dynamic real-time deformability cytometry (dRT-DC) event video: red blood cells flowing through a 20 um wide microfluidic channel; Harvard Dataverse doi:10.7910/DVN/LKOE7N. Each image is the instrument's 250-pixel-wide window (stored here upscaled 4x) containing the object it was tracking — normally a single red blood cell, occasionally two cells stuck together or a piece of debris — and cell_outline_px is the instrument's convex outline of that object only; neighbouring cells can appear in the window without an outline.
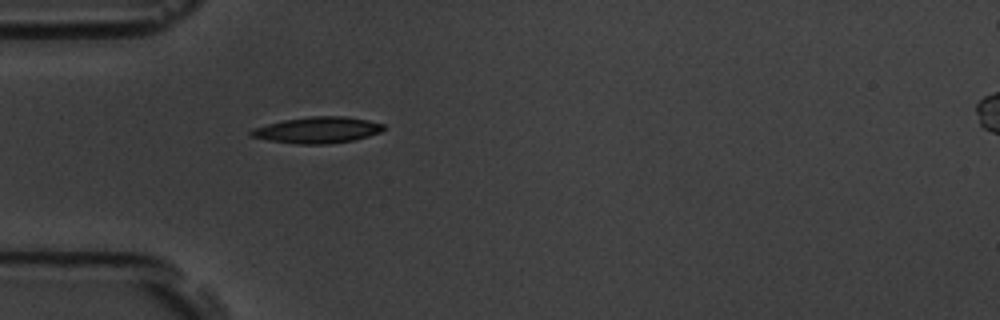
{"species": "common noctule bat (a hibernating species)", "species_latin": "Nyctalus noctula", "temperature_condition": "room temperature", "stored_images_in_passage": 39, "camera_frame_rate_fps": 3000, "um_per_image_px": 0.085, "animal": {"sex": "male", "body_mass_g": 19.5, "forearm_length_mm": 54.6}, "frame": {"image": 1, "passage_image": 1, "time_ms": 0.0, "image_size_px": [1000, 320], "cell_outline_px": [[384, 128], [380, 132], [368, 136], [352, 140], [328, 144], [300, 144], [268, 140], [252, 136], [248, 132], [252, 128], [284, 120], [312, 116], [344, 116], [368, 120], [384, 124]], "centroid_in_image_um": [26.99, 11.05], "position_along_channel_um": 58.0, "area_um2": 20.06}}
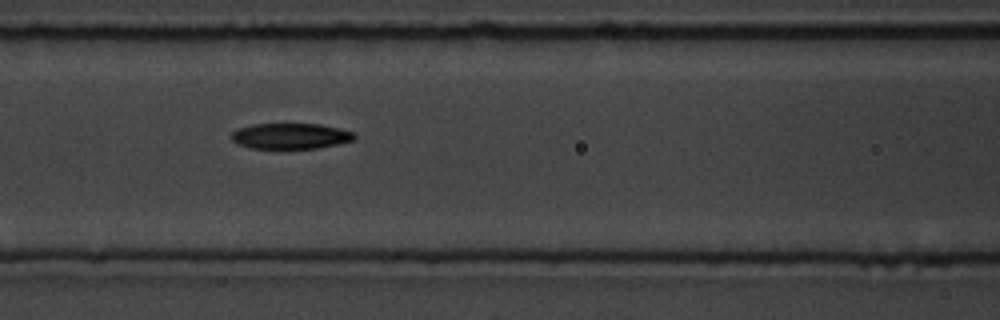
{"frame": {"image": 2, "passage_image": 8, "time_ms": 2.333, "image_size_px": [1000, 320], "cell_outline_px": [[356, 136], [352, 140], [340, 144], [316, 148], [248, 148], [236, 144], [232, 140], [232, 132], [240, 128], [252, 124], [320, 124], [340, 128], [352, 132]], "centroid_in_image_um": [24.69, 11.56], "position_along_channel_um": 141.9, "area_um2": 18.38}}
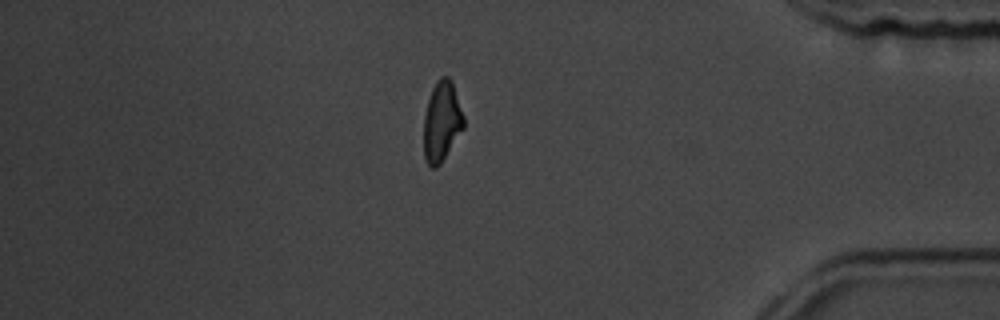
{"frame": {"image": 3, "passage_image": 31, "time_ms": 10.0, "image_size_px": [1000, 320], "cell_outline_px": [[464, 128], [440, 164], [436, 168], [432, 168], [424, 160], [424, 116], [428, 100], [432, 88], [436, 80], [440, 76], [448, 76], [452, 80], [464, 116]], "centroid_in_image_um": [37.55, 10.31], "position_along_channel_um": 397.6, "area_um2": 18.79}, "authors_computed_cell_mechanics": {"area_um2": 19.074, "velocity_mm_per_s": 3.7791, "shape_relaxation_time_tau1_ms": 3.1365, "shape_relaxation_time_tau2_ms": 6.5089, "deformation_change_tau1": 0.1482, "deformation_change_tau2": 0.1498}}